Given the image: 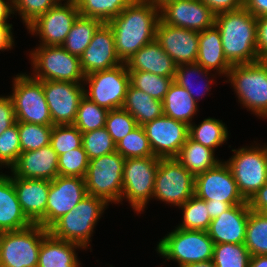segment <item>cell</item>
<instances>
[{
	"label": "cell",
	"mask_w": 267,
	"mask_h": 267,
	"mask_svg": "<svg viewBox=\"0 0 267 267\" xmlns=\"http://www.w3.org/2000/svg\"><path fill=\"white\" fill-rule=\"evenodd\" d=\"M125 159L154 156L143 126L138 125L116 144Z\"/></svg>",
	"instance_id": "60d3db41"
},
{
	"label": "cell",
	"mask_w": 267,
	"mask_h": 267,
	"mask_svg": "<svg viewBox=\"0 0 267 267\" xmlns=\"http://www.w3.org/2000/svg\"><path fill=\"white\" fill-rule=\"evenodd\" d=\"M15 123V111L10 96H0V135Z\"/></svg>",
	"instance_id": "681fc988"
},
{
	"label": "cell",
	"mask_w": 267,
	"mask_h": 267,
	"mask_svg": "<svg viewBox=\"0 0 267 267\" xmlns=\"http://www.w3.org/2000/svg\"><path fill=\"white\" fill-rule=\"evenodd\" d=\"M130 84L149 94L152 98L163 101L174 77H165L150 72L128 70Z\"/></svg>",
	"instance_id": "74e56055"
},
{
	"label": "cell",
	"mask_w": 267,
	"mask_h": 267,
	"mask_svg": "<svg viewBox=\"0 0 267 267\" xmlns=\"http://www.w3.org/2000/svg\"><path fill=\"white\" fill-rule=\"evenodd\" d=\"M102 24L98 19L79 15L61 46L70 54L80 57Z\"/></svg>",
	"instance_id": "1f68e13d"
},
{
	"label": "cell",
	"mask_w": 267,
	"mask_h": 267,
	"mask_svg": "<svg viewBox=\"0 0 267 267\" xmlns=\"http://www.w3.org/2000/svg\"><path fill=\"white\" fill-rule=\"evenodd\" d=\"M257 51L260 60H267V16L257 18Z\"/></svg>",
	"instance_id": "816d5d0a"
},
{
	"label": "cell",
	"mask_w": 267,
	"mask_h": 267,
	"mask_svg": "<svg viewBox=\"0 0 267 267\" xmlns=\"http://www.w3.org/2000/svg\"><path fill=\"white\" fill-rule=\"evenodd\" d=\"M122 63L116 52L112 29L107 23H103L80 56L82 72L86 76L95 71L114 68Z\"/></svg>",
	"instance_id": "44dd1931"
},
{
	"label": "cell",
	"mask_w": 267,
	"mask_h": 267,
	"mask_svg": "<svg viewBox=\"0 0 267 267\" xmlns=\"http://www.w3.org/2000/svg\"><path fill=\"white\" fill-rule=\"evenodd\" d=\"M18 125L15 123L0 135V168H12L21 154Z\"/></svg>",
	"instance_id": "7dc6e473"
},
{
	"label": "cell",
	"mask_w": 267,
	"mask_h": 267,
	"mask_svg": "<svg viewBox=\"0 0 267 267\" xmlns=\"http://www.w3.org/2000/svg\"><path fill=\"white\" fill-rule=\"evenodd\" d=\"M20 138L21 151L37 150L50 145L53 125H41L16 121Z\"/></svg>",
	"instance_id": "ab89813d"
},
{
	"label": "cell",
	"mask_w": 267,
	"mask_h": 267,
	"mask_svg": "<svg viewBox=\"0 0 267 267\" xmlns=\"http://www.w3.org/2000/svg\"><path fill=\"white\" fill-rule=\"evenodd\" d=\"M223 52L232 64L259 61L257 51V18L244 7L215 15Z\"/></svg>",
	"instance_id": "7a4b0ae2"
},
{
	"label": "cell",
	"mask_w": 267,
	"mask_h": 267,
	"mask_svg": "<svg viewBox=\"0 0 267 267\" xmlns=\"http://www.w3.org/2000/svg\"><path fill=\"white\" fill-rule=\"evenodd\" d=\"M78 16L79 10L75 1H66L62 4L60 0L27 29L32 35L39 36V45L61 46Z\"/></svg>",
	"instance_id": "2e32d148"
},
{
	"label": "cell",
	"mask_w": 267,
	"mask_h": 267,
	"mask_svg": "<svg viewBox=\"0 0 267 267\" xmlns=\"http://www.w3.org/2000/svg\"><path fill=\"white\" fill-rule=\"evenodd\" d=\"M14 14L17 12L26 28L60 0H12Z\"/></svg>",
	"instance_id": "c3c4849f"
},
{
	"label": "cell",
	"mask_w": 267,
	"mask_h": 267,
	"mask_svg": "<svg viewBox=\"0 0 267 267\" xmlns=\"http://www.w3.org/2000/svg\"><path fill=\"white\" fill-rule=\"evenodd\" d=\"M159 10L160 20L174 27L200 32L215 24V14L200 0H175Z\"/></svg>",
	"instance_id": "d6986e66"
},
{
	"label": "cell",
	"mask_w": 267,
	"mask_h": 267,
	"mask_svg": "<svg viewBox=\"0 0 267 267\" xmlns=\"http://www.w3.org/2000/svg\"><path fill=\"white\" fill-rule=\"evenodd\" d=\"M83 85L84 87L88 85L87 89L84 88V96L100 107L108 111L122 108L130 85L126 63L86 75Z\"/></svg>",
	"instance_id": "4fadbf2b"
},
{
	"label": "cell",
	"mask_w": 267,
	"mask_h": 267,
	"mask_svg": "<svg viewBox=\"0 0 267 267\" xmlns=\"http://www.w3.org/2000/svg\"><path fill=\"white\" fill-rule=\"evenodd\" d=\"M206 206L211 220L218 217L231 207L226 202H206Z\"/></svg>",
	"instance_id": "9f6ffc18"
},
{
	"label": "cell",
	"mask_w": 267,
	"mask_h": 267,
	"mask_svg": "<svg viewBox=\"0 0 267 267\" xmlns=\"http://www.w3.org/2000/svg\"><path fill=\"white\" fill-rule=\"evenodd\" d=\"M159 161L157 156L125 159L121 202L126 199L137 215L152 200Z\"/></svg>",
	"instance_id": "30bf717a"
},
{
	"label": "cell",
	"mask_w": 267,
	"mask_h": 267,
	"mask_svg": "<svg viewBox=\"0 0 267 267\" xmlns=\"http://www.w3.org/2000/svg\"><path fill=\"white\" fill-rule=\"evenodd\" d=\"M87 195L84 178L57 176L50 181L46 214L37 224L49 229L63 215L75 208Z\"/></svg>",
	"instance_id": "9a60e30c"
},
{
	"label": "cell",
	"mask_w": 267,
	"mask_h": 267,
	"mask_svg": "<svg viewBox=\"0 0 267 267\" xmlns=\"http://www.w3.org/2000/svg\"><path fill=\"white\" fill-rule=\"evenodd\" d=\"M110 204L103 199L87 195L69 213L63 215L48 230L56 239L81 245L84 250L90 245L94 228Z\"/></svg>",
	"instance_id": "3957f363"
},
{
	"label": "cell",
	"mask_w": 267,
	"mask_h": 267,
	"mask_svg": "<svg viewBox=\"0 0 267 267\" xmlns=\"http://www.w3.org/2000/svg\"><path fill=\"white\" fill-rule=\"evenodd\" d=\"M160 10L147 0H133L107 24L111 27L119 59L126 61L156 39Z\"/></svg>",
	"instance_id": "6da1fadb"
},
{
	"label": "cell",
	"mask_w": 267,
	"mask_h": 267,
	"mask_svg": "<svg viewBox=\"0 0 267 267\" xmlns=\"http://www.w3.org/2000/svg\"><path fill=\"white\" fill-rule=\"evenodd\" d=\"M228 134L227 126L222 120L209 117L198 125L192 122L189 125L188 137L215 151L227 141Z\"/></svg>",
	"instance_id": "d6a6232c"
},
{
	"label": "cell",
	"mask_w": 267,
	"mask_h": 267,
	"mask_svg": "<svg viewBox=\"0 0 267 267\" xmlns=\"http://www.w3.org/2000/svg\"><path fill=\"white\" fill-rule=\"evenodd\" d=\"M227 78L238 102L257 117L267 118V60L234 64Z\"/></svg>",
	"instance_id": "277c9868"
},
{
	"label": "cell",
	"mask_w": 267,
	"mask_h": 267,
	"mask_svg": "<svg viewBox=\"0 0 267 267\" xmlns=\"http://www.w3.org/2000/svg\"><path fill=\"white\" fill-rule=\"evenodd\" d=\"M107 114V109L100 107L86 96H83L73 125L82 133L100 129L105 127Z\"/></svg>",
	"instance_id": "f35d334b"
},
{
	"label": "cell",
	"mask_w": 267,
	"mask_h": 267,
	"mask_svg": "<svg viewBox=\"0 0 267 267\" xmlns=\"http://www.w3.org/2000/svg\"><path fill=\"white\" fill-rule=\"evenodd\" d=\"M195 176L175 157L160 158L152 199L182 206L194 195Z\"/></svg>",
	"instance_id": "7c38bea8"
},
{
	"label": "cell",
	"mask_w": 267,
	"mask_h": 267,
	"mask_svg": "<svg viewBox=\"0 0 267 267\" xmlns=\"http://www.w3.org/2000/svg\"><path fill=\"white\" fill-rule=\"evenodd\" d=\"M143 127L154 156L159 158L176 157L188 138L189 125L165 115Z\"/></svg>",
	"instance_id": "ac0fdd59"
},
{
	"label": "cell",
	"mask_w": 267,
	"mask_h": 267,
	"mask_svg": "<svg viewBox=\"0 0 267 267\" xmlns=\"http://www.w3.org/2000/svg\"><path fill=\"white\" fill-rule=\"evenodd\" d=\"M125 158L118 152L91 159L85 176L87 193L106 203H121Z\"/></svg>",
	"instance_id": "8992f818"
},
{
	"label": "cell",
	"mask_w": 267,
	"mask_h": 267,
	"mask_svg": "<svg viewBox=\"0 0 267 267\" xmlns=\"http://www.w3.org/2000/svg\"><path fill=\"white\" fill-rule=\"evenodd\" d=\"M250 210L267 213V182L248 201Z\"/></svg>",
	"instance_id": "f5cc1de1"
},
{
	"label": "cell",
	"mask_w": 267,
	"mask_h": 267,
	"mask_svg": "<svg viewBox=\"0 0 267 267\" xmlns=\"http://www.w3.org/2000/svg\"><path fill=\"white\" fill-rule=\"evenodd\" d=\"M198 103L189 92L175 81L169 86L162 101L163 115L190 125L198 111Z\"/></svg>",
	"instance_id": "f1b7e54d"
},
{
	"label": "cell",
	"mask_w": 267,
	"mask_h": 267,
	"mask_svg": "<svg viewBox=\"0 0 267 267\" xmlns=\"http://www.w3.org/2000/svg\"><path fill=\"white\" fill-rule=\"evenodd\" d=\"M244 245L250 256L267 255V213L250 211Z\"/></svg>",
	"instance_id": "836d02e7"
},
{
	"label": "cell",
	"mask_w": 267,
	"mask_h": 267,
	"mask_svg": "<svg viewBox=\"0 0 267 267\" xmlns=\"http://www.w3.org/2000/svg\"><path fill=\"white\" fill-rule=\"evenodd\" d=\"M248 267H267V255L251 256Z\"/></svg>",
	"instance_id": "680465c9"
},
{
	"label": "cell",
	"mask_w": 267,
	"mask_h": 267,
	"mask_svg": "<svg viewBox=\"0 0 267 267\" xmlns=\"http://www.w3.org/2000/svg\"><path fill=\"white\" fill-rule=\"evenodd\" d=\"M243 7L256 18L267 16V0H243Z\"/></svg>",
	"instance_id": "11a10c76"
},
{
	"label": "cell",
	"mask_w": 267,
	"mask_h": 267,
	"mask_svg": "<svg viewBox=\"0 0 267 267\" xmlns=\"http://www.w3.org/2000/svg\"><path fill=\"white\" fill-rule=\"evenodd\" d=\"M14 14L12 0H0V23H8V18Z\"/></svg>",
	"instance_id": "6f0895ef"
},
{
	"label": "cell",
	"mask_w": 267,
	"mask_h": 267,
	"mask_svg": "<svg viewBox=\"0 0 267 267\" xmlns=\"http://www.w3.org/2000/svg\"><path fill=\"white\" fill-rule=\"evenodd\" d=\"M250 254L244 244H215L213 262L216 267H248Z\"/></svg>",
	"instance_id": "b9f144b4"
},
{
	"label": "cell",
	"mask_w": 267,
	"mask_h": 267,
	"mask_svg": "<svg viewBox=\"0 0 267 267\" xmlns=\"http://www.w3.org/2000/svg\"><path fill=\"white\" fill-rule=\"evenodd\" d=\"M0 173V233L29 227L33 223L22 210L12 179Z\"/></svg>",
	"instance_id": "4316f807"
},
{
	"label": "cell",
	"mask_w": 267,
	"mask_h": 267,
	"mask_svg": "<svg viewBox=\"0 0 267 267\" xmlns=\"http://www.w3.org/2000/svg\"><path fill=\"white\" fill-rule=\"evenodd\" d=\"M151 2L153 5H155L158 9H160L162 6H164L166 3H169L171 1L175 0H147Z\"/></svg>",
	"instance_id": "94428289"
},
{
	"label": "cell",
	"mask_w": 267,
	"mask_h": 267,
	"mask_svg": "<svg viewBox=\"0 0 267 267\" xmlns=\"http://www.w3.org/2000/svg\"><path fill=\"white\" fill-rule=\"evenodd\" d=\"M183 267H216V266L214 265L213 260H209L205 262L190 263Z\"/></svg>",
	"instance_id": "91938a15"
},
{
	"label": "cell",
	"mask_w": 267,
	"mask_h": 267,
	"mask_svg": "<svg viewBox=\"0 0 267 267\" xmlns=\"http://www.w3.org/2000/svg\"><path fill=\"white\" fill-rule=\"evenodd\" d=\"M29 56L34 71L30 76L36 80L83 83L85 79L80 57L70 54L62 46L39 45L30 51Z\"/></svg>",
	"instance_id": "ba28073f"
},
{
	"label": "cell",
	"mask_w": 267,
	"mask_h": 267,
	"mask_svg": "<svg viewBox=\"0 0 267 267\" xmlns=\"http://www.w3.org/2000/svg\"><path fill=\"white\" fill-rule=\"evenodd\" d=\"M156 41L176 65L195 63L198 57L199 32L158 22Z\"/></svg>",
	"instance_id": "ffe728a7"
},
{
	"label": "cell",
	"mask_w": 267,
	"mask_h": 267,
	"mask_svg": "<svg viewBox=\"0 0 267 267\" xmlns=\"http://www.w3.org/2000/svg\"><path fill=\"white\" fill-rule=\"evenodd\" d=\"M49 230L32 224L0 233V267H37L42 239Z\"/></svg>",
	"instance_id": "9c48e42d"
},
{
	"label": "cell",
	"mask_w": 267,
	"mask_h": 267,
	"mask_svg": "<svg viewBox=\"0 0 267 267\" xmlns=\"http://www.w3.org/2000/svg\"><path fill=\"white\" fill-rule=\"evenodd\" d=\"M138 126L134 117L123 108L108 111L105 128L115 144Z\"/></svg>",
	"instance_id": "bcb514c9"
},
{
	"label": "cell",
	"mask_w": 267,
	"mask_h": 267,
	"mask_svg": "<svg viewBox=\"0 0 267 267\" xmlns=\"http://www.w3.org/2000/svg\"><path fill=\"white\" fill-rule=\"evenodd\" d=\"M190 173L197 176L215 167L222 160L215 158V151L191 140L189 137L175 157Z\"/></svg>",
	"instance_id": "4dcf8cb0"
},
{
	"label": "cell",
	"mask_w": 267,
	"mask_h": 267,
	"mask_svg": "<svg viewBox=\"0 0 267 267\" xmlns=\"http://www.w3.org/2000/svg\"><path fill=\"white\" fill-rule=\"evenodd\" d=\"M250 211L249 204L233 205L212 219L207 232L214 244H244Z\"/></svg>",
	"instance_id": "7402d4cb"
},
{
	"label": "cell",
	"mask_w": 267,
	"mask_h": 267,
	"mask_svg": "<svg viewBox=\"0 0 267 267\" xmlns=\"http://www.w3.org/2000/svg\"><path fill=\"white\" fill-rule=\"evenodd\" d=\"M122 108L130 113L140 126L163 115L162 101L152 98L131 84L128 86Z\"/></svg>",
	"instance_id": "f546056e"
},
{
	"label": "cell",
	"mask_w": 267,
	"mask_h": 267,
	"mask_svg": "<svg viewBox=\"0 0 267 267\" xmlns=\"http://www.w3.org/2000/svg\"><path fill=\"white\" fill-rule=\"evenodd\" d=\"M194 195L206 202H226L230 206L248 204L238 190L232 171L225 161L195 176Z\"/></svg>",
	"instance_id": "5bb4252c"
},
{
	"label": "cell",
	"mask_w": 267,
	"mask_h": 267,
	"mask_svg": "<svg viewBox=\"0 0 267 267\" xmlns=\"http://www.w3.org/2000/svg\"><path fill=\"white\" fill-rule=\"evenodd\" d=\"M43 85L46 101L54 125H72L84 96L83 83L39 80Z\"/></svg>",
	"instance_id": "e0dca14e"
},
{
	"label": "cell",
	"mask_w": 267,
	"mask_h": 267,
	"mask_svg": "<svg viewBox=\"0 0 267 267\" xmlns=\"http://www.w3.org/2000/svg\"><path fill=\"white\" fill-rule=\"evenodd\" d=\"M89 158L83 146L58 156V171L61 176L85 178Z\"/></svg>",
	"instance_id": "ee69618b"
},
{
	"label": "cell",
	"mask_w": 267,
	"mask_h": 267,
	"mask_svg": "<svg viewBox=\"0 0 267 267\" xmlns=\"http://www.w3.org/2000/svg\"><path fill=\"white\" fill-rule=\"evenodd\" d=\"M18 201L26 217L37 224L46 214L50 180L19 178L11 173Z\"/></svg>",
	"instance_id": "cb8c5ba5"
},
{
	"label": "cell",
	"mask_w": 267,
	"mask_h": 267,
	"mask_svg": "<svg viewBox=\"0 0 267 267\" xmlns=\"http://www.w3.org/2000/svg\"><path fill=\"white\" fill-rule=\"evenodd\" d=\"M208 74L209 76H214V74L210 75V71H207L206 69H204L201 65H199L198 63H188V64H181V65H177L176 66V71H175V76L173 81H175L177 84H179L181 87H184L189 94L193 97V99L198 102L200 98H202L206 93H208V91L210 92L211 87H212V82H214L213 78L209 79L208 78ZM196 76L201 77V79L204 77L205 79H207L204 82V85L202 86L201 84L199 85V82H197V84L202 87L200 91H195L194 87H196V90L199 89L198 86L194 85L193 81H191L190 79H192V76ZM209 79V80H208ZM195 81V79H194ZM203 81V80H202ZM202 83V82H201ZM203 84V83H202ZM210 84V85H209ZM211 86V87H210ZM201 92V93H200ZM200 93V94H199Z\"/></svg>",
	"instance_id": "e575fe53"
},
{
	"label": "cell",
	"mask_w": 267,
	"mask_h": 267,
	"mask_svg": "<svg viewBox=\"0 0 267 267\" xmlns=\"http://www.w3.org/2000/svg\"><path fill=\"white\" fill-rule=\"evenodd\" d=\"M11 172L19 178L54 180L59 176L58 154L51 145L21 152Z\"/></svg>",
	"instance_id": "603a6c76"
},
{
	"label": "cell",
	"mask_w": 267,
	"mask_h": 267,
	"mask_svg": "<svg viewBox=\"0 0 267 267\" xmlns=\"http://www.w3.org/2000/svg\"><path fill=\"white\" fill-rule=\"evenodd\" d=\"M15 76L12 94L9 96L13 102L16 121L53 125L42 83L26 73Z\"/></svg>",
	"instance_id": "8fae6325"
},
{
	"label": "cell",
	"mask_w": 267,
	"mask_h": 267,
	"mask_svg": "<svg viewBox=\"0 0 267 267\" xmlns=\"http://www.w3.org/2000/svg\"><path fill=\"white\" fill-rule=\"evenodd\" d=\"M50 145L59 155L82 146V132L72 125H54Z\"/></svg>",
	"instance_id": "f6af8a7d"
},
{
	"label": "cell",
	"mask_w": 267,
	"mask_h": 267,
	"mask_svg": "<svg viewBox=\"0 0 267 267\" xmlns=\"http://www.w3.org/2000/svg\"><path fill=\"white\" fill-rule=\"evenodd\" d=\"M84 249L81 245L54 238L48 233L39 249L37 267H81L76 249Z\"/></svg>",
	"instance_id": "83f0119b"
},
{
	"label": "cell",
	"mask_w": 267,
	"mask_h": 267,
	"mask_svg": "<svg viewBox=\"0 0 267 267\" xmlns=\"http://www.w3.org/2000/svg\"><path fill=\"white\" fill-rule=\"evenodd\" d=\"M196 63L207 71L216 70L218 76L227 78L233 66L225 57L219 29L214 24L199 32L198 57Z\"/></svg>",
	"instance_id": "d4e9b609"
},
{
	"label": "cell",
	"mask_w": 267,
	"mask_h": 267,
	"mask_svg": "<svg viewBox=\"0 0 267 267\" xmlns=\"http://www.w3.org/2000/svg\"><path fill=\"white\" fill-rule=\"evenodd\" d=\"M159 240L156 251L179 267L213 259L214 242L207 231L184 230L178 227Z\"/></svg>",
	"instance_id": "5b68a950"
},
{
	"label": "cell",
	"mask_w": 267,
	"mask_h": 267,
	"mask_svg": "<svg viewBox=\"0 0 267 267\" xmlns=\"http://www.w3.org/2000/svg\"><path fill=\"white\" fill-rule=\"evenodd\" d=\"M128 70L144 71L159 76L174 77L176 64L156 39L140 48L127 61Z\"/></svg>",
	"instance_id": "484cf974"
},
{
	"label": "cell",
	"mask_w": 267,
	"mask_h": 267,
	"mask_svg": "<svg viewBox=\"0 0 267 267\" xmlns=\"http://www.w3.org/2000/svg\"><path fill=\"white\" fill-rule=\"evenodd\" d=\"M133 0H77L79 15L108 23L118 16Z\"/></svg>",
	"instance_id": "d590c367"
},
{
	"label": "cell",
	"mask_w": 267,
	"mask_h": 267,
	"mask_svg": "<svg viewBox=\"0 0 267 267\" xmlns=\"http://www.w3.org/2000/svg\"><path fill=\"white\" fill-rule=\"evenodd\" d=\"M12 26L10 23H0V51L11 50L15 45Z\"/></svg>",
	"instance_id": "db71d44e"
},
{
	"label": "cell",
	"mask_w": 267,
	"mask_h": 267,
	"mask_svg": "<svg viewBox=\"0 0 267 267\" xmlns=\"http://www.w3.org/2000/svg\"><path fill=\"white\" fill-rule=\"evenodd\" d=\"M179 208L183 212V221L177 225L178 228L194 231H207L209 229L212 220L208 213L206 201L193 195Z\"/></svg>",
	"instance_id": "8d00e7d4"
},
{
	"label": "cell",
	"mask_w": 267,
	"mask_h": 267,
	"mask_svg": "<svg viewBox=\"0 0 267 267\" xmlns=\"http://www.w3.org/2000/svg\"><path fill=\"white\" fill-rule=\"evenodd\" d=\"M234 154L225 161L230 167L241 195L249 201L267 182V143L232 149Z\"/></svg>",
	"instance_id": "52a82bcc"
},
{
	"label": "cell",
	"mask_w": 267,
	"mask_h": 267,
	"mask_svg": "<svg viewBox=\"0 0 267 267\" xmlns=\"http://www.w3.org/2000/svg\"><path fill=\"white\" fill-rule=\"evenodd\" d=\"M215 15L230 12L243 7V0H200Z\"/></svg>",
	"instance_id": "f907efd6"
},
{
	"label": "cell",
	"mask_w": 267,
	"mask_h": 267,
	"mask_svg": "<svg viewBox=\"0 0 267 267\" xmlns=\"http://www.w3.org/2000/svg\"><path fill=\"white\" fill-rule=\"evenodd\" d=\"M82 146L89 160L116 151V144L105 127L82 133Z\"/></svg>",
	"instance_id": "7bdbcfd3"
}]
</instances>
